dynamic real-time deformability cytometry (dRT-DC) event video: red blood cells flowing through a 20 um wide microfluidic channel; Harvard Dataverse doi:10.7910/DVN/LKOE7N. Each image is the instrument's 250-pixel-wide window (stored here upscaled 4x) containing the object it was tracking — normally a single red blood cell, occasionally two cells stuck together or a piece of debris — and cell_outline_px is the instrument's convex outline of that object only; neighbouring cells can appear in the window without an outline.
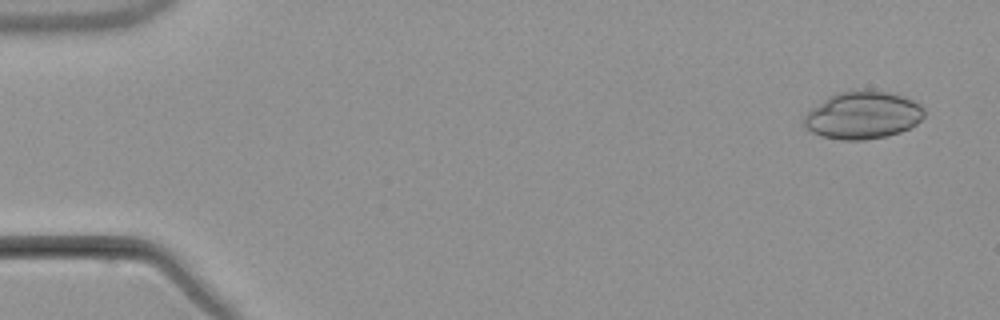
{"species": "common noctule bat (a hibernating species)", "species_latin": "Nyctalus noctula", "temperature_condition": "warm", "stored_images_in_passage": 8, "camera_frame_rate_fps": 3000, "um_per_image_px": 0.085, "animal": {"sex": "male", "body_mass_g": 21.5, "forearm_length_mm": 52.0}, "frame": {"image": 1, "passage_image": 1, "time_ms": 0.0, "image_size_px": [1000, 320], "cell_outline_px": [[924, 116], [916, 124], [900, 132], [888, 136], [864, 140], [840, 140], [820, 136], [812, 132], [804, 124], [804, 116], [812, 108], [828, 96], [836, 92], [852, 88], [864, 88], [888, 92], [912, 100], [920, 104], [924, 108]], "centroid_in_image_um": [73.33, 9.77], "position_along_channel_um": 11.7, "area_um2": 33.7}}
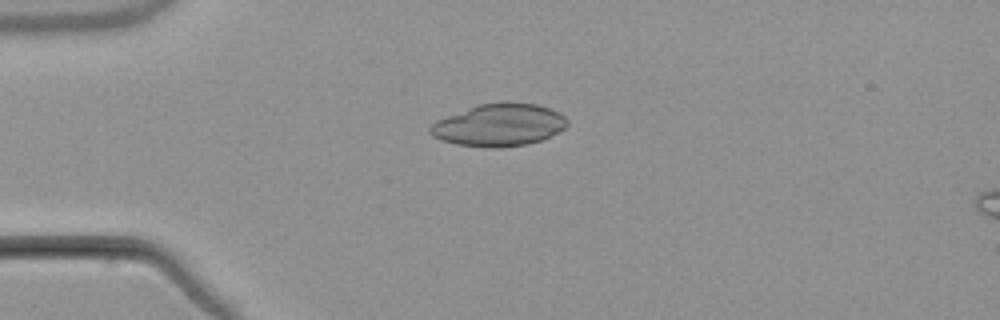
{"frame": {"image": 2, "passage_image": 4, "time_ms": 3.667, "image_size_px": [1000, 320], "cell_outline_px": [[568, 124], [564, 128], [540, 140], [528, 144], [500, 148], [492, 148], [456, 144], [440, 140], [432, 136], [428, 132], [428, 128], [436, 120], [480, 104], [536, 104], [548, 108], [564, 116], [568, 120]], "centroid_in_image_um": [42.37, 10.66], "position_along_channel_um": 42.6, "area_um2": 33.12}}
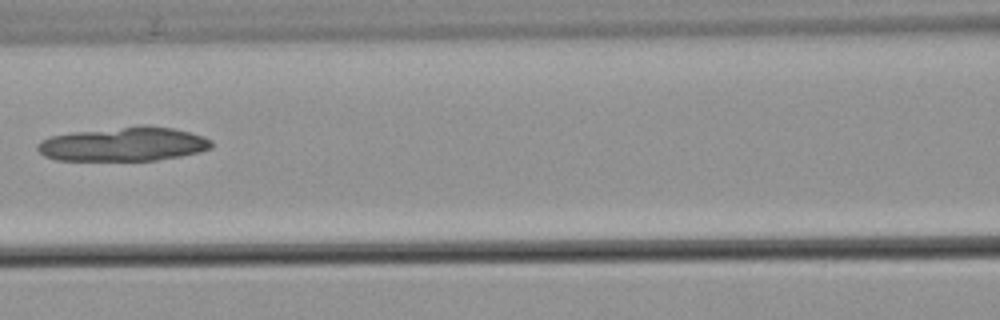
{"frame": {"image": 3, "passage_image": 7, "time_ms": 7.333, "image_size_px": [1000, 320], "cell_outline_px": [[212, 148], [200, 152], [180, 156], [156, 160], [56, 160], [44, 156], [36, 148], [36, 144], [40, 140], [52, 136], [72, 132], [140, 124], [148, 124], [172, 128], [204, 136], [212, 140]], "centroid_in_image_um": [10.51, 12.23], "position_along_channel_um": 156.1, "area_um2": 34.91}}